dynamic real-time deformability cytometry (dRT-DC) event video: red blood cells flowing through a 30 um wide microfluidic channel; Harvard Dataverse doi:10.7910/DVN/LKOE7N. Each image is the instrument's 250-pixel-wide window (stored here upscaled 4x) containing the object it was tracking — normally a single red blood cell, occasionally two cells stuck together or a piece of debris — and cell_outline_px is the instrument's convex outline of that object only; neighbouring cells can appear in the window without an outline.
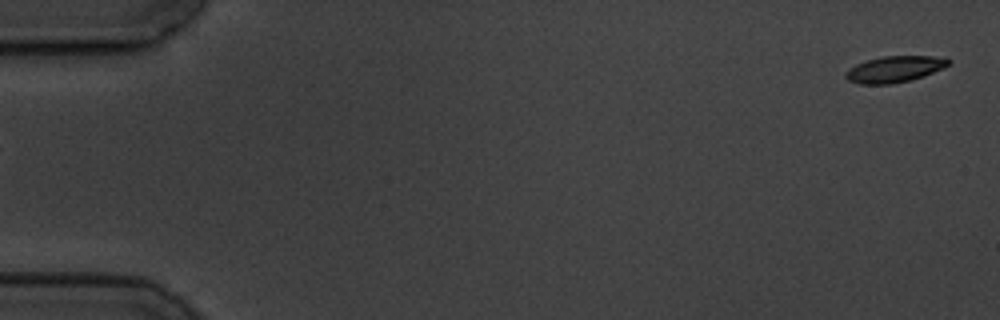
{"species": "common noctule bat (a hibernating species)", "species_latin": "Nyctalus noctula", "temperature_condition": "cold", "stored_images_in_passage": 6, "segment_of_instrument_passage": [2, 2], "camera_frame_rate_fps": 3000, "um_per_image_px": 0.085, "animal": {"sex": "male", "body_mass_g": 19.5, "forearm_length_mm": 54.6}, "frame": {"image": 1, "passage_image": 6, "time_ms": 6.667, "image_size_px": [1000, 320], "cell_outline_px": [[952, 60], [944, 68], [924, 76], [892, 84], [860, 84], [848, 80], [844, 76], [844, 72], [848, 68], [856, 64], [868, 60], [884, 56], [936, 56]], "centroid_in_image_um": [76.01, 5.88], "position_along_channel_um": 9.0, "area_um2": 15.72}}